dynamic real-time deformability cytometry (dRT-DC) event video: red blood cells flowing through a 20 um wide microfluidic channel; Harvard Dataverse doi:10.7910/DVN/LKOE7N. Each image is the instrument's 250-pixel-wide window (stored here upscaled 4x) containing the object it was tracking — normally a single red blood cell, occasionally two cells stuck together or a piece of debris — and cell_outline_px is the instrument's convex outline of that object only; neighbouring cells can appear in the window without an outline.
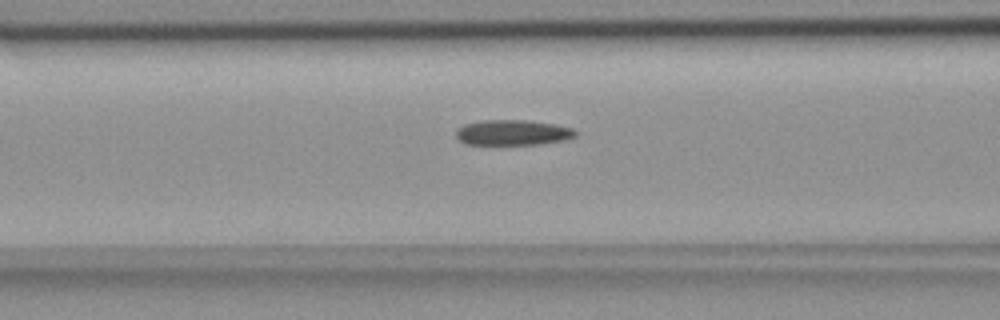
{"species": "common noctule bat (a hibernating species)", "species_latin": "Nyctalus noctula", "temperature_condition": "room temperature", "stored_images_in_passage": 35, "camera_frame_rate_fps": 3000, "um_per_image_px": 0.085, "animal": {"sex": "female", "body_mass_g": 18.4}, "frame": {"image": 1, "passage_image": 8, "time_ms": 2.333, "image_size_px": [1000, 320], "cell_outline_px": [[580, 132], [576, 136], [564, 140], [536, 144], [468, 144], [460, 140], [456, 136], [456, 132], [464, 124], [484, 120], [528, 120], [556, 124], [572, 128]], "centroid_in_image_um": [43.64, 11.26], "position_along_channel_um": 123.0, "area_um2": 17.57}}
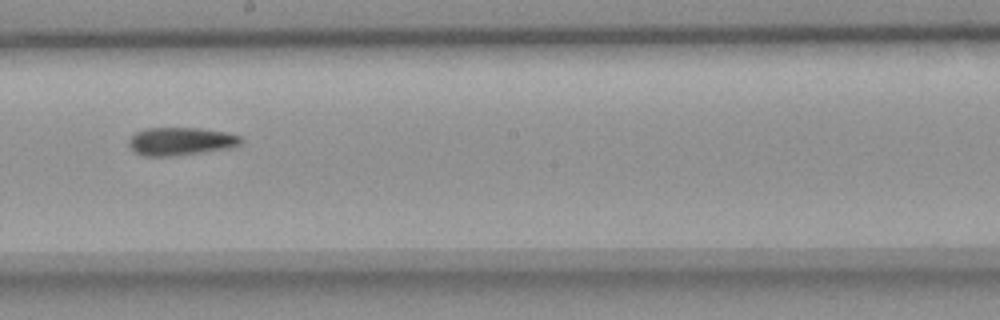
{"frame": {"image": 2, "passage_image": 17, "time_ms": 5.333, "image_size_px": [1000, 320], "cell_outline_px": [[244, 140], [240, 144], [228, 148], [176, 156], [144, 156], [136, 152], [128, 144], [128, 140], [136, 132], [144, 128], [200, 128], [228, 132], [240, 136]], "centroid_in_image_um": [15.37, 12.0], "position_along_channel_um": 232.8, "area_um2": 18.32}}
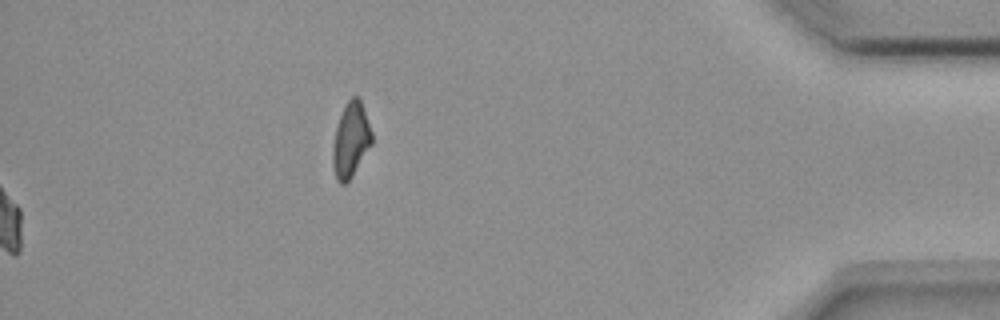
{"frame": {"image": 3, "passage_image": 35, "time_ms": 11.333, "image_size_px": [1000, 320], "cell_outline_px": [[372, 144], [352, 176], [344, 184], [340, 184], [336, 180], [332, 164], [332, 144], [336, 128], [344, 104], [352, 96], [356, 96], [360, 100], [372, 132]], "centroid_in_image_um": [29.8, 11.91], "position_along_channel_um": 405.4, "area_um2": 16.99}}